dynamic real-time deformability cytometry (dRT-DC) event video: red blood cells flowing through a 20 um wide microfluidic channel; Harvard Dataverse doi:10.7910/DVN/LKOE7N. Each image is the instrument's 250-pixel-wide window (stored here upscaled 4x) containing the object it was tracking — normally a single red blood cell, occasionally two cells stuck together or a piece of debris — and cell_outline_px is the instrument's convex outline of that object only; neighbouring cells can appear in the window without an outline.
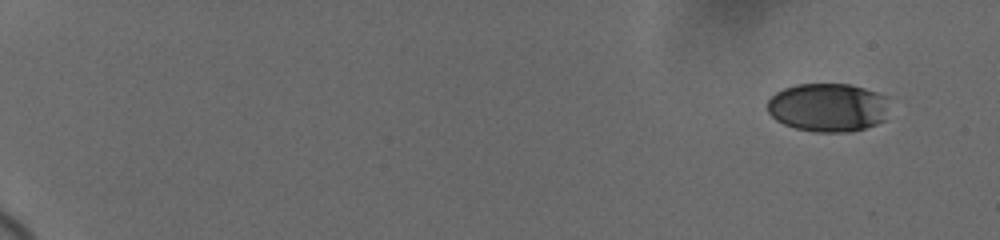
{"species": "human", "species_latin": "Homo sapiens", "temperature_condition": "cold", "stored_images_in_passage": 30, "camera_frame_rate_fps": 3000, "um_per_image_px": 0.085, "donor": {"sex": "female"}, "frame": {"image": 1, "passage_image": 1, "time_ms": 0.0, "image_size_px": [1000, 240], "cell_outline_px": [[884, 120], [876, 124], [864, 128], [848, 132], [816, 132], [796, 128], [784, 124], [776, 120], [768, 112], [768, 100], [776, 92], [784, 88], [796, 84], [852, 84], [876, 92], [884, 96]], "centroid_in_image_um": [70.31, 9.13], "position_along_channel_um": 14.7, "area_um2": 34.1}}
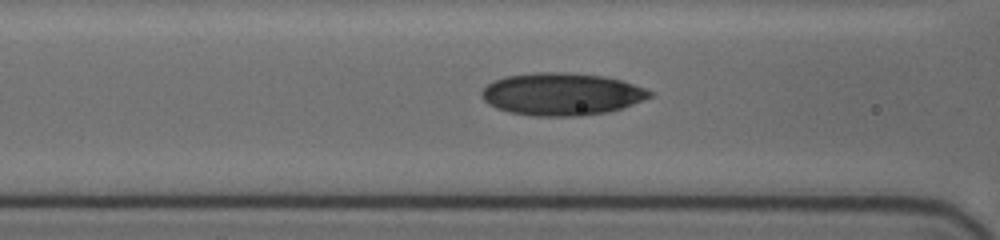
{"frame": {"image": 2, "passage_image": 25, "time_ms": 8.0, "image_size_px": [1000, 240], "cell_outline_px": [[652, 96], [624, 108], [608, 112], [580, 116], [532, 116], [508, 112], [496, 108], [488, 104], [480, 96], [480, 92], [492, 80], [504, 76], [536, 72], [568, 72], [604, 76], [620, 80], [644, 88], [652, 92]], "centroid_in_image_um": [47.7, 8.0], "position_along_channel_um": 118.9, "area_um2": 41.85}}
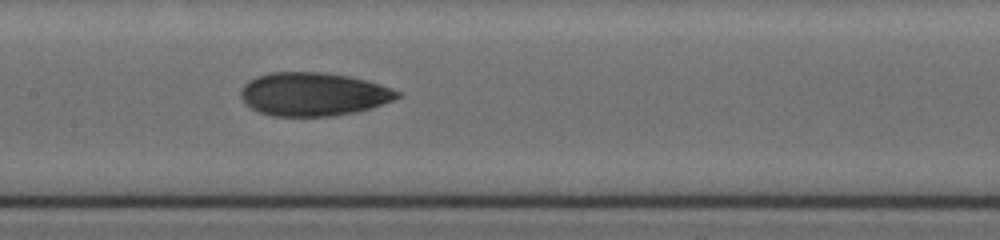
{"frame": {"image": 3, "passage_image": 29, "time_ms": 9.667, "image_size_px": [1000, 240], "cell_outline_px": [[400, 96], [392, 100], [372, 108], [356, 112], [332, 116], [272, 116], [260, 112], [252, 108], [240, 96], [240, 88], [248, 80], [256, 76], [272, 72], [324, 72], [348, 76], [364, 80], [392, 88], [400, 92]], "centroid_in_image_um": [26.61, 8.0], "position_along_channel_um": 180.8, "area_um2": 39.54}}